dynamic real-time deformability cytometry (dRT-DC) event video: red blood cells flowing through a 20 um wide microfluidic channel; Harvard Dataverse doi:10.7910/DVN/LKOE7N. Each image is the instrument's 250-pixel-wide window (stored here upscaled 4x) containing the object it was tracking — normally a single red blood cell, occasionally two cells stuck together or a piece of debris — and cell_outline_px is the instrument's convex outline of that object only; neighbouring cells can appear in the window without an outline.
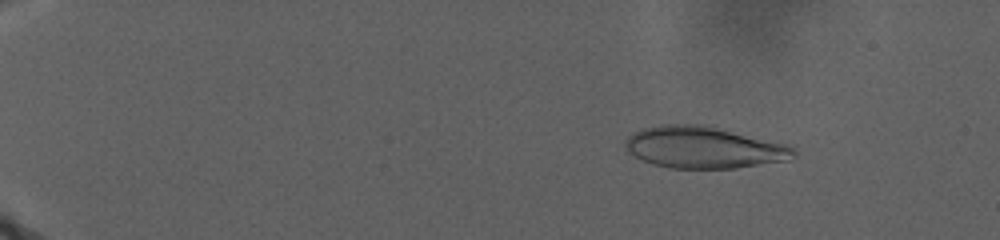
{"species": "human", "species_latin": "Homo sapiens", "temperature_condition": "warm", "stored_images_in_passage": 74, "camera_frame_rate_fps": 3000, "um_per_image_px": 0.085, "donor": {"sex": "male"}, "frame": {"image": 1, "passage_image": 15, "time_ms": 5.0, "image_size_px": [1000, 240], "cell_outline_px": [[796, 156], [788, 160], [736, 168], [668, 168], [652, 164], [628, 152], [624, 144], [624, 140], [628, 136], [644, 128], [660, 124], [700, 124], [792, 144], [796, 152]], "centroid_in_image_um": [59.87, 12.53], "position_along_channel_um": 25.1, "area_um2": 41.15}}
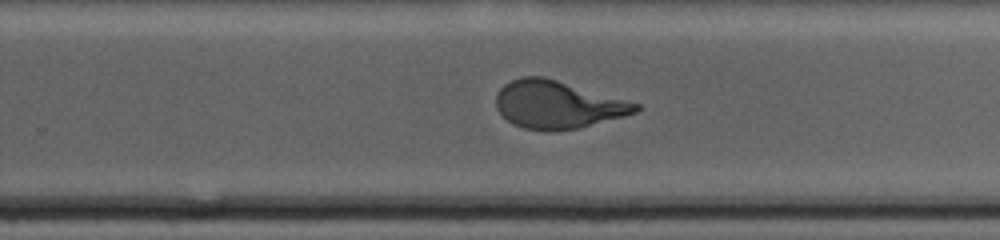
{"frame": {"image": 2, "passage_image": 51, "time_ms": 23.667, "image_size_px": [1000, 240], "cell_outline_px": [[640, 108], [636, 112], [624, 116], [576, 128], [524, 128], [512, 124], [496, 108], [496, 96], [500, 88], [504, 84], [520, 76], [544, 76], [640, 104]], "centroid_in_image_um": [47.37, 8.85], "position_along_channel_um": 282.4, "area_um2": 37.8}}
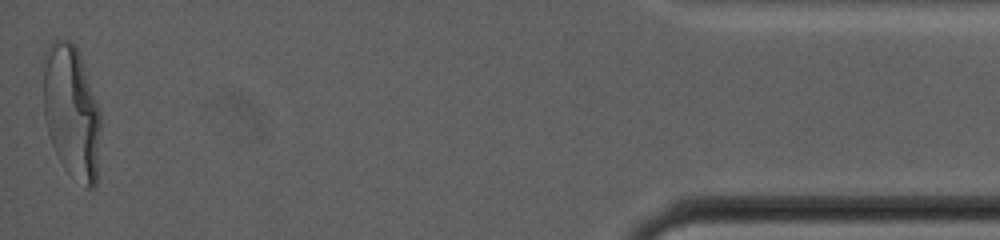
{"frame": {"image": 3, "passage_image": 74, "time_ms": 33.667, "image_size_px": [1000, 240], "cell_outline_px": [[100, 132], [96, 184], [92, 188], [84, 188], [60, 160], [52, 144], [48, 132], [44, 116], [44, 68], [48, 48], [56, 40], [68, 40], [76, 44], [100, 108]], "centroid_in_image_um": [6.11, 9.51], "position_along_channel_um": 429.1, "area_um2": 44.04}, "authors_computed_cell_mechanics": {"area_um2": 39.7375, "velocity_mm_per_s": 2.1546, "shape_relaxation_time_tau1_ms": 9.3075, "shape_relaxation_time_tau2_ms": null, "deformation_change_tau1": 0.2611, "deformation_change_tau2": null}}